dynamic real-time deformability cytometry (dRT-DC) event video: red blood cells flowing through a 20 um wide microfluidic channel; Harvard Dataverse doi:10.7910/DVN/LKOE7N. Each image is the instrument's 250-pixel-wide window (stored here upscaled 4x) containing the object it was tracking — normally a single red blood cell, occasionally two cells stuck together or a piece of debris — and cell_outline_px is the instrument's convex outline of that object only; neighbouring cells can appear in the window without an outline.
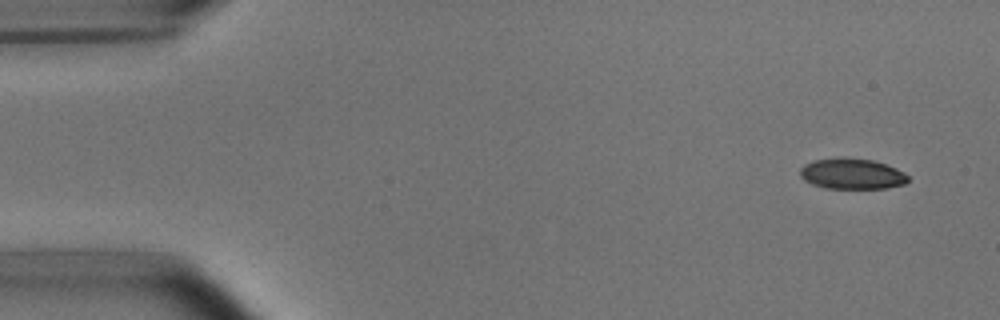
{"species": "common noctule bat (a hibernating species)", "species_latin": "Nyctalus noctula", "temperature_condition": "room temperature", "stored_images_in_passage": 4, "camera_frame_rate_fps": 3000, "um_per_image_px": 0.085, "animal": {"sex": "male", "body_mass_g": 15.6}, "frame": {"image": 1, "passage_image": 1, "time_ms": 0.0, "image_size_px": [1000, 320], "cell_outline_px": [[908, 180], [904, 184], [888, 188], [824, 188], [812, 184], [804, 180], [800, 176], [800, 168], [804, 164], [812, 160], [836, 156], [844, 156], [872, 160], [896, 168], [904, 172], [908, 176]], "centroid_in_image_um": [72.37, 14.75], "position_along_channel_um": 12.6, "area_um2": 19.65}}